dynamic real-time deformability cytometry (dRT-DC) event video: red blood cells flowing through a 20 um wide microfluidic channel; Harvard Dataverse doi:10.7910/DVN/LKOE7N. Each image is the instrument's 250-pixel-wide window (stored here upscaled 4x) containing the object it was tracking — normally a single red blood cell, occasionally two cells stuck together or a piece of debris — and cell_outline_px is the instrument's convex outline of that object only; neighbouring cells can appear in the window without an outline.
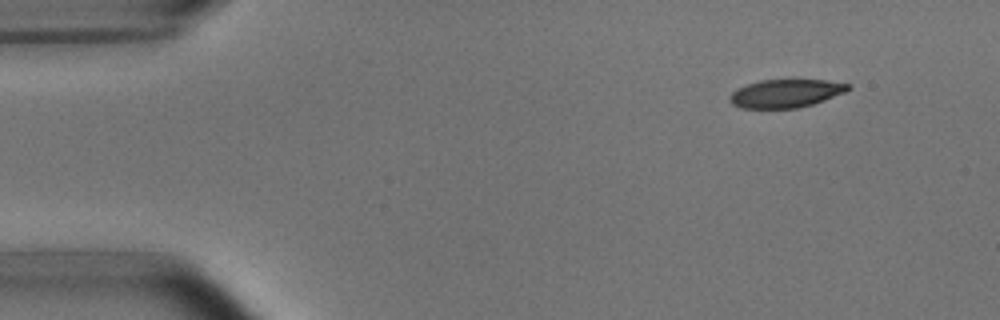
{"species": "common noctule bat (a hibernating species)", "species_latin": "Nyctalus noctula", "temperature_condition": "room temperature", "stored_images_in_passage": 4, "segment_of_instrument_passage": [1, 2], "camera_frame_rate_fps": 3000, "um_per_image_px": 0.085, "animal": {"sex": "male", "body_mass_g": 15.6}, "frame": {"image": 1, "passage_image": 1, "time_ms": 0.0, "image_size_px": [1000, 320], "cell_outline_px": [[852, 88], [844, 92], [824, 100], [812, 104], [796, 108], [740, 108], [732, 104], [728, 100], [728, 96], [736, 88], [760, 80], [824, 80], [852, 84]], "centroid_in_image_um": [66.76, 7.94], "position_along_channel_um": 18.2, "area_um2": 19.48}}
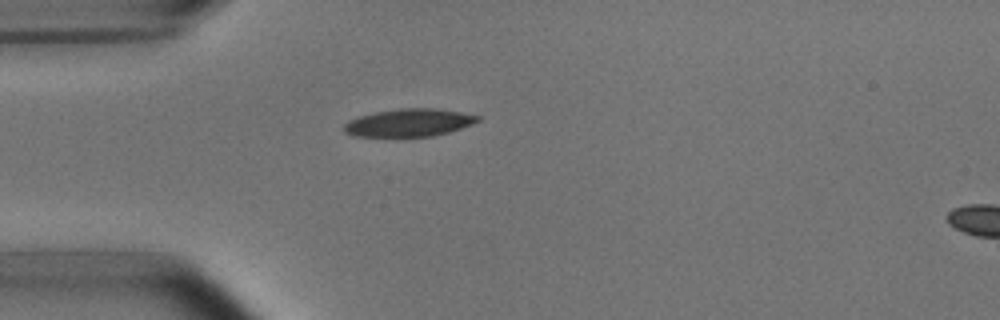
{"frame": {"image": 2, "passage_image": 3, "time_ms": 3.0, "image_size_px": [1000, 320], "cell_outline_px": [[480, 120], [472, 124], [448, 132], [432, 136], [352, 136], [344, 132], [344, 124], [360, 116], [376, 112], [400, 108], [436, 108], [460, 112], [480, 116]], "centroid_in_image_um": [34.78, 10.42], "position_along_channel_um": 50.2, "area_um2": 21.33}}